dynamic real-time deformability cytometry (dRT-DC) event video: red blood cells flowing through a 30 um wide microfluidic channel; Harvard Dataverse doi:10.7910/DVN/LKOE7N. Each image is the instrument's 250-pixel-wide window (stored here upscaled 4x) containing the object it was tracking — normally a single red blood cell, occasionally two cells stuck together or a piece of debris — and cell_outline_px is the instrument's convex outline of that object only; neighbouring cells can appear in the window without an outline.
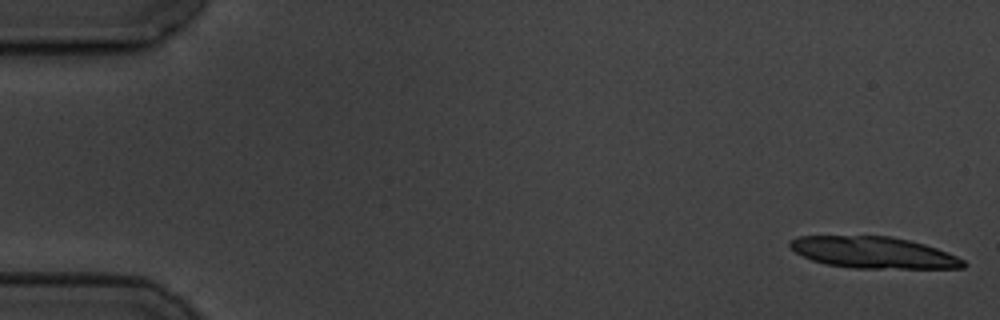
{"species": "common noctule bat (a hibernating species)", "species_latin": "Nyctalus noctula", "temperature_condition": "cold", "stored_images_in_passage": 7, "camera_frame_rate_fps": 3000, "um_per_image_px": 0.085, "animal": {"sex": "male", "body_mass_g": 19.5, "forearm_length_mm": 54.6}, "frame": {"image": 1, "passage_image": 1, "time_ms": 0.0, "image_size_px": [1000, 320], "cell_outline_px": [[968, 264], [964, 268], [852, 268], [828, 264], [812, 260], [796, 252], [788, 244], [796, 236], [892, 236], [924, 244], [948, 252], [964, 260]], "centroid_in_image_um": [74.28, 21.46], "position_along_channel_um": 10.7, "area_um2": 31.67}}
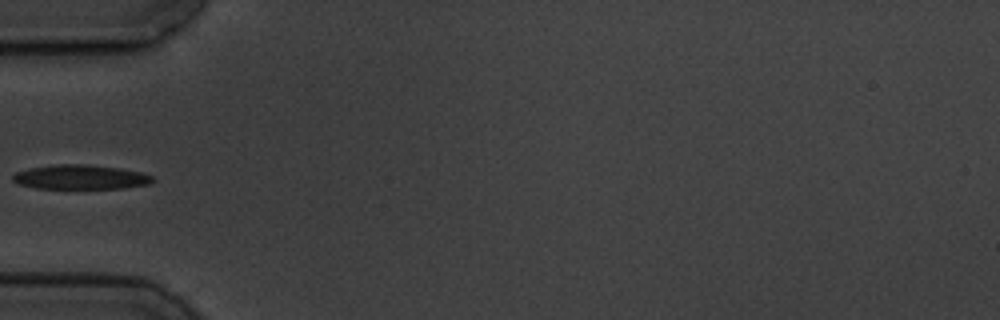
{"frame": {"image": 2, "passage_image": 6, "time_ms": 6.0, "image_size_px": [1000, 320], "cell_outline_px": [[156, 180], [152, 184], [124, 188], [36, 188], [20, 184], [12, 180], [12, 176], [16, 172], [32, 168], [56, 164], [88, 164], [120, 168], [140, 172], [152, 176]], "centroid_in_image_um": [6.9, 15.05], "position_along_channel_um": 78.1, "area_um2": 19.88}}
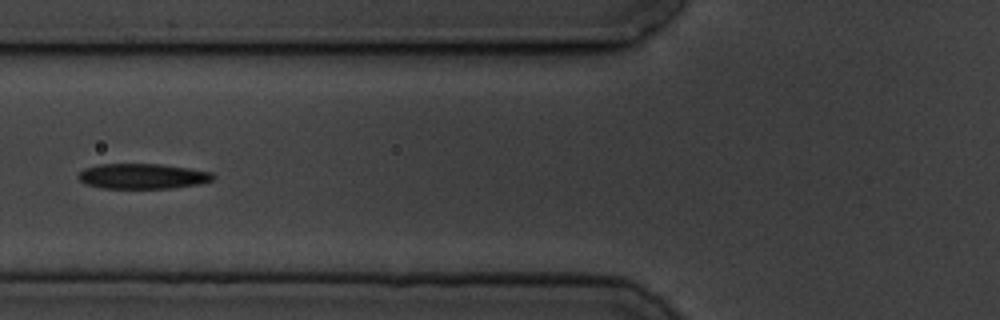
{"frame": {"image": 3, "passage_image": 7, "time_ms": 7.0, "image_size_px": [1000, 320], "cell_outline_px": [[216, 176], [212, 180], [200, 184], [172, 188], [104, 188], [84, 184], [76, 176], [84, 168], [100, 164], [160, 164], [188, 168], [212, 172]], "centroid_in_image_um": [12.11, 14.98], "position_along_channel_um": 113.7, "area_um2": 19.88}}